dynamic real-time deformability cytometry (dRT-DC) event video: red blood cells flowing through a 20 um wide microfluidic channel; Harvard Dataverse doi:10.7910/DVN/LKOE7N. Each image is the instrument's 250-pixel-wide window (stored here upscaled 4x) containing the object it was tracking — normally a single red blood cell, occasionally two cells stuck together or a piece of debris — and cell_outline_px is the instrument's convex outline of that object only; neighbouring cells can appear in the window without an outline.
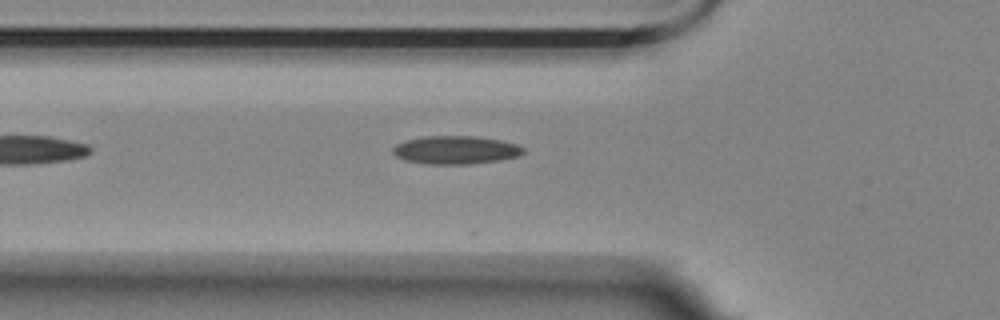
{"species": "Egyptian fruit bat (a non-hibernating species)", "species_latin": "Rousettus aegyptiacus", "temperature_condition": "room temperature", "stored_images_in_passage": 25, "camera_frame_rate_fps": 3000, "um_per_image_px": 0.085, "animal": {"sex": "female"}, "frame": {"image": 1, "passage_image": 4, "time_ms": 1.0, "image_size_px": [1000, 320], "cell_outline_px": [[524, 152], [520, 156], [500, 160], [472, 164], [428, 164], [404, 160], [396, 156], [392, 152], [392, 148], [396, 144], [408, 140], [424, 136], [476, 136], [500, 140], [516, 144], [524, 148]], "centroid_in_image_um": [38.74, 12.75], "position_along_channel_um": 87.1, "area_um2": 21.5}}
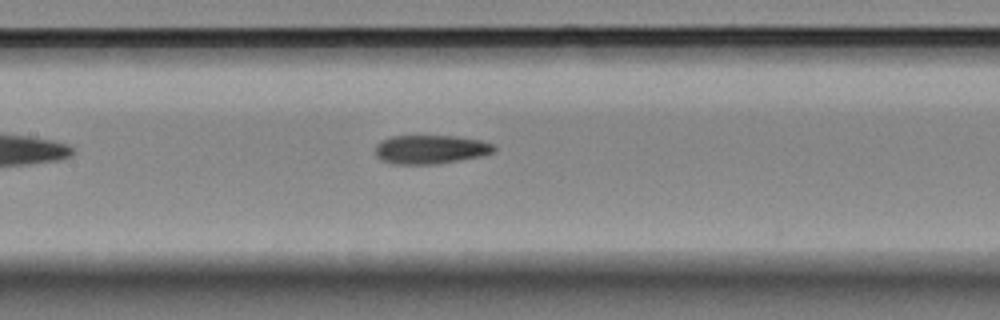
{"frame": {"image": 2, "passage_image": 11, "time_ms": 3.333, "image_size_px": [1000, 320], "cell_outline_px": [[496, 152], [484, 156], [436, 164], [392, 164], [380, 160], [376, 156], [376, 144], [380, 140], [392, 136], [456, 136], [480, 140], [492, 144], [496, 148]], "centroid_in_image_um": [36.6, 12.7], "position_along_channel_um": 170.8, "area_um2": 20.17}}
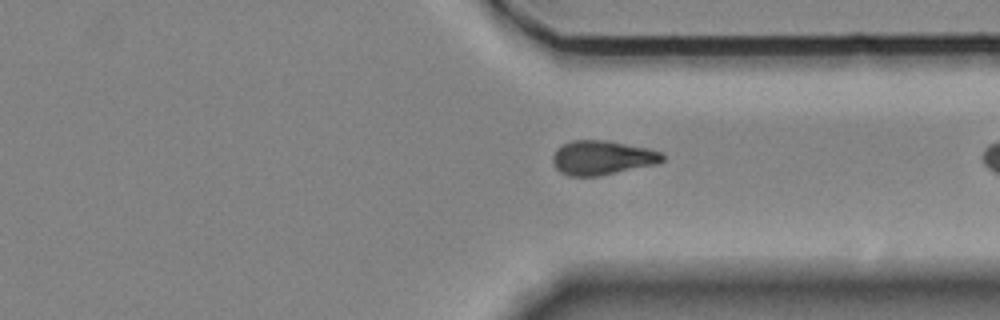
{"frame": {"image": 3, "passage_image": 24, "time_ms": 7.667, "image_size_px": [1000, 320], "cell_outline_px": [[664, 160], [656, 164], [600, 176], [568, 176], [560, 172], [552, 164], [552, 156], [556, 148], [572, 140], [604, 140], [648, 148], [660, 152], [664, 156]], "centroid_in_image_um": [51.15, 13.41], "position_along_channel_um": 360.3, "area_um2": 21.96}}